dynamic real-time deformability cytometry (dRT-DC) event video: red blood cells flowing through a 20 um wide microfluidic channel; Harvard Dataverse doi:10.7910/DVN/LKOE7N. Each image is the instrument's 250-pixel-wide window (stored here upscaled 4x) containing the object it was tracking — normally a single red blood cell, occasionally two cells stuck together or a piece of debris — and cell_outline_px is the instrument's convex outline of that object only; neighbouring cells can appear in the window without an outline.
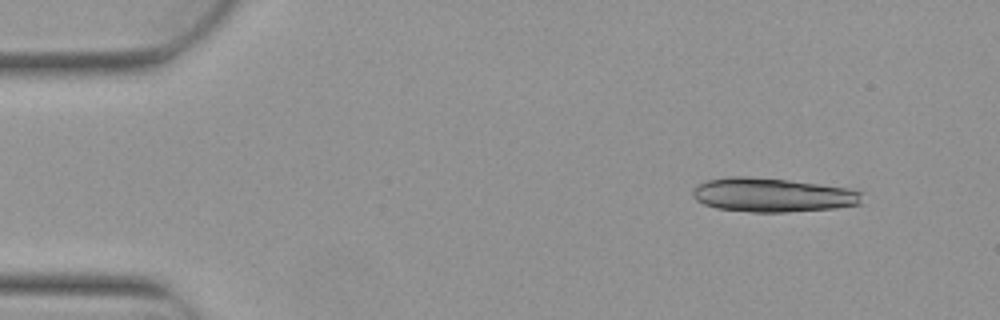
{"species": "Egyptian fruit bat (a non-hibernating species)", "species_latin": "Rousettus aegyptiacus", "temperature_condition": "warm", "stored_images_in_passage": 3, "camera_frame_rate_fps": 3000, "um_per_image_px": 0.085, "animal": {"sex": "female"}, "frame": {"image": 1, "passage_image": 1, "time_ms": 0.0, "image_size_px": [1000, 320], "cell_outline_px": [[864, 192], [860, 204], [836, 208], [788, 212], [752, 212], [716, 208], [704, 204], [696, 200], [692, 196], [692, 188], [696, 184], [708, 180], [728, 176], [748, 176], [788, 180], [820, 184], [848, 188]], "centroid_in_image_um": [65.65, 16.57], "position_along_channel_um": 19.4, "area_um2": 33.87}}